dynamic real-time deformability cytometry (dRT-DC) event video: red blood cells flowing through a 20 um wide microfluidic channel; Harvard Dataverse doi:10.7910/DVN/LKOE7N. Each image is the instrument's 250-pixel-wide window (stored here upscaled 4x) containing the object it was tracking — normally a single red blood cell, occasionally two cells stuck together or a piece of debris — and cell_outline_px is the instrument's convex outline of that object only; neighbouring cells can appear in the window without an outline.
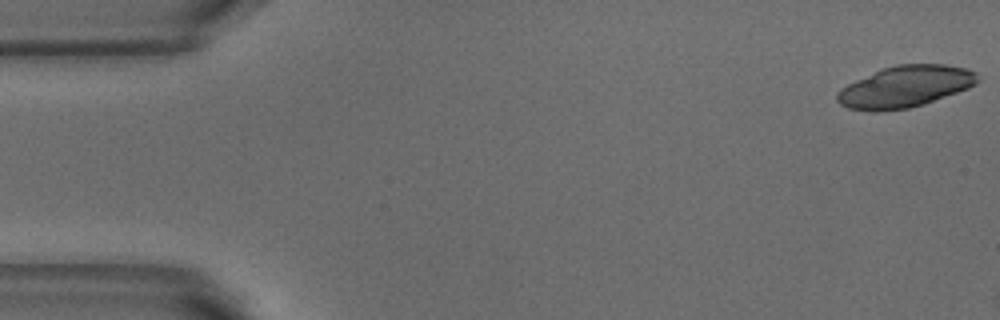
{"species": "common noctule bat (a hibernating species)", "species_latin": "Nyctalus noctula", "temperature_condition": "warm", "stored_images_in_passage": 2, "camera_frame_rate_fps": 3000, "um_per_image_px": 0.085, "animal": {"sex": "male", "body_mass_g": 18.8}, "frame": {"image": 1, "passage_image": 1, "time_ms": 0.0, "image_size_px": [1000, 320], "cell_outline_px": [[980, 80], [976, 84], [968, 88], [924, 104], [908, 108], [876, 112], [872, 112], [848, 108], [840, 104], [836, 100], [836, 92], [840, 88], [856, 80], [884, 68], [896, 64], [944, 64], [964, 68], [976, 72]], "centroid_in_image_um": [76.92, 7.37], "position_along_channel_um": 8.1, "area_um2": 33.93}}